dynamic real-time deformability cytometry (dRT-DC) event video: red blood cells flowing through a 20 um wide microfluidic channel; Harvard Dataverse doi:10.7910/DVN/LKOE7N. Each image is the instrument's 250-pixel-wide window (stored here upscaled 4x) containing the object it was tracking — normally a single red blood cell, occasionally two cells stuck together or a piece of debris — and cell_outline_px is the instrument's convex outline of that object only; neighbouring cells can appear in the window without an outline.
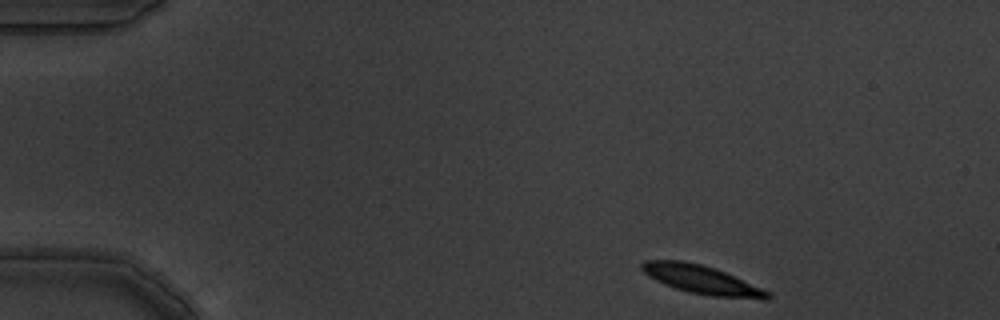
{"species": "common noctule bat (a hibernating species)", "species_latin": "Nyctalus noctula", "temperature_condition": "warm", "stored_images_in_passage": 4, "segment_of_instrument_passage": [1, 2], "camera_frame_rate_fps": 3000, "um_per_image_px": 0.085, "animal": {"sex": "male", "body_mass_g": 19.5, "forearm_length_mm": 54.6}, "frame": {"image": 1, "passage_image": 1, "time_ms": 0.0, "image_size_px": [1000, 320], "cell_outline_px": [[772, 296], [768, 300], [764, 300], [712, 296], [688, 292], [664, 284], [648, 276], [640, 268], [640, 264], [644, 260], [684, 260], [716, 268], [772, 292]], "centroid_in_image_um": [59.69, 23.78], "position_along_channel_um": 25.3, "area_um2": 21.21}}